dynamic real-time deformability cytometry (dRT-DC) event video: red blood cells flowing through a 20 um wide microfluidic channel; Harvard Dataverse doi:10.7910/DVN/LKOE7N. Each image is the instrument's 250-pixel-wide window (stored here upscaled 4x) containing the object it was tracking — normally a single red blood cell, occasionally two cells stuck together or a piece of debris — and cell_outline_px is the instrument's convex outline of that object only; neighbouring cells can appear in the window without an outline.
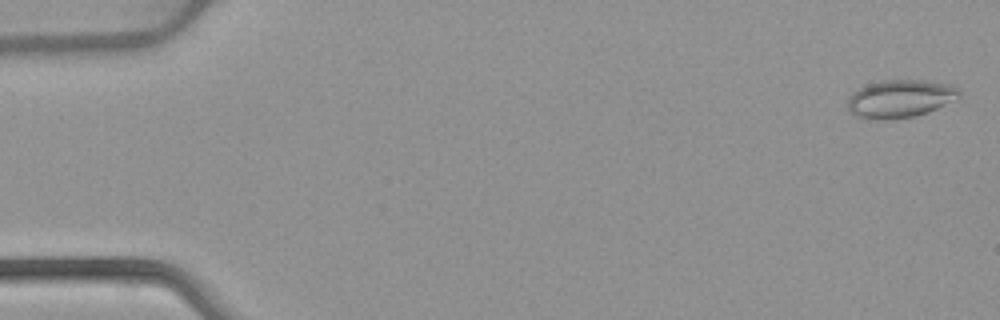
{"species": "common noctule bat (a hibernating species)", "species_latin": "Nyctalus noctula", "temperature_condition": "warm", "stored_images_in_passage": 53, "camera_frame_rate_fps": 3000, "um_per_image_px": 0.085, "animal": {"sex": "female", "body_mass_g": 22.7, "forearm_length_mm": 54.2}, "frame": {"image": 1, "passage_image": 2, "time_ms": 0.333, "image_size_px": [1000, 320], "cell_outline_px": [[960, 100], [928, 112], [912, 116], [892, 120], [872, 120], [856, 116], [848, 108], [848, 96], [856, 88], [880, 80], [928, 80], [956, 84], [960, 88]], "centroid_in_image_um": [76.58, 8.38], "position_along_channel_um": 8.4, "area_um2": 25.49}}
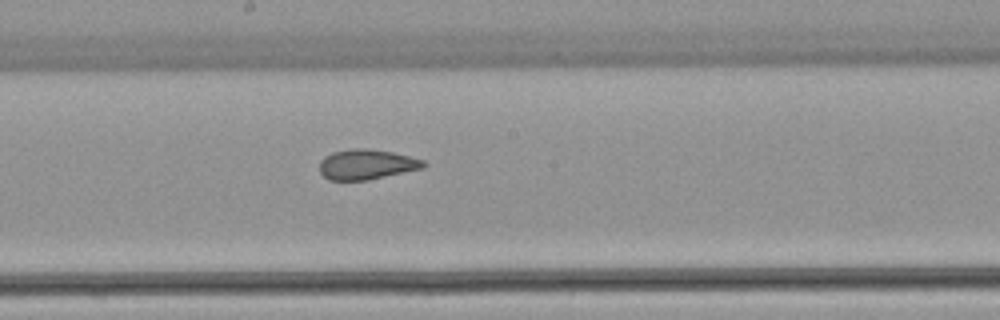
{"frame": {"image": 2, "passage_image": 29, "time_ms": 9.333, "image_size_px": [1000, 320], "cell_outline_px": [[428, 164], [424, 168], [368, 180], [328, 180], [320, 172], [320, 160], [324, 156], [332, 152], [352, 148], [368, 148], [392, 152], [424, 160]], "centroid_in_image_um": [31.16, 13.97], "position_along_channel_um": 217.0, "area_um2": 18.38}}
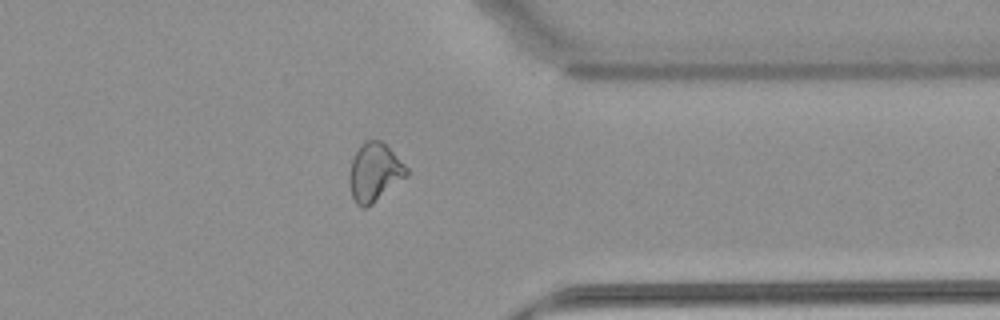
{"frame": {"image": 3, "passage_image": 42, "time_ms": 13.667, "image_size_px": [1000, 320], "cell_outline_px": [[408, 176], [368, 208], [360, 208], [356, 204], [352, 196], [348, 180], [352, 160], [356, 152], [368, 140], [380, 140], [408, 168]], "centroid_in_image_um": [31.83, 14.72], "position_along_channel_um": 379.6, "area_um2": 19.31}, "authors_computed_cell_mechanics": {"area_um2": 20.4034, "velocity_mm_per_s": 3.9243, "shape_relaxation_time_tau1_ms": null, "shape_relaxation_time_tau2_ms": 1.3608, "deformation_change_tau1": null, "deformation_change_tau2": 0.0847}}